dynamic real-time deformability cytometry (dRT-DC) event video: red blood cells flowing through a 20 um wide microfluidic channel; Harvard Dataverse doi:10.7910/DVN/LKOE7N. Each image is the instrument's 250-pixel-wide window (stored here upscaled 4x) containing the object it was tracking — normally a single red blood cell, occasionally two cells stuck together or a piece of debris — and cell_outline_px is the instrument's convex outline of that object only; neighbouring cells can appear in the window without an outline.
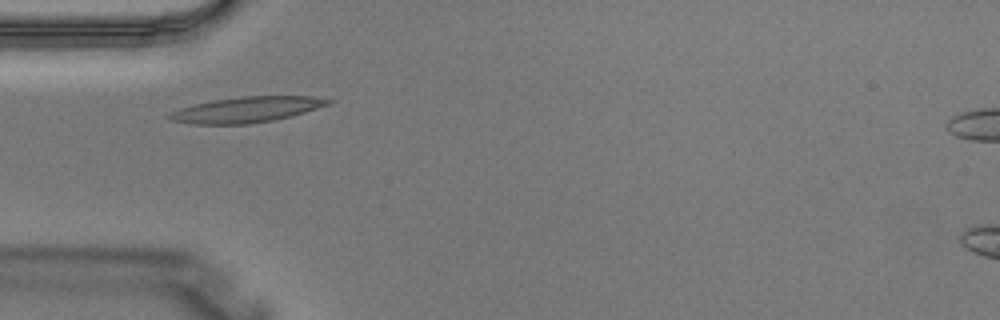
{"species": "Egyptian fruit bat (a non-hibernating species)", "species_latin": "Rousettus aegyptiacus", "temperature_condition": "warm", "stored_images_in_passage": 2, "camera_frame_rate_fps": 3000, "um_per_image_px": 0.085, "animal": {"sex": "male"}, "frame": {"image": 1, "passage_image": 2, "time_ms": 0.333, "image_size_px": [1000, 320], "cell_outline_px": [[336, 100], [332, 104], [292, 116], [272, 120], [248, 124], [192, 124], [172, 120], [168, 116], [172, 112], [180, 108], [212, 100], [240, 96], [312, 96]], "centroid_in_image_um": [21.05, 9.31], "position_along_channel_um": 64.0, "area_um2": 23.7}}